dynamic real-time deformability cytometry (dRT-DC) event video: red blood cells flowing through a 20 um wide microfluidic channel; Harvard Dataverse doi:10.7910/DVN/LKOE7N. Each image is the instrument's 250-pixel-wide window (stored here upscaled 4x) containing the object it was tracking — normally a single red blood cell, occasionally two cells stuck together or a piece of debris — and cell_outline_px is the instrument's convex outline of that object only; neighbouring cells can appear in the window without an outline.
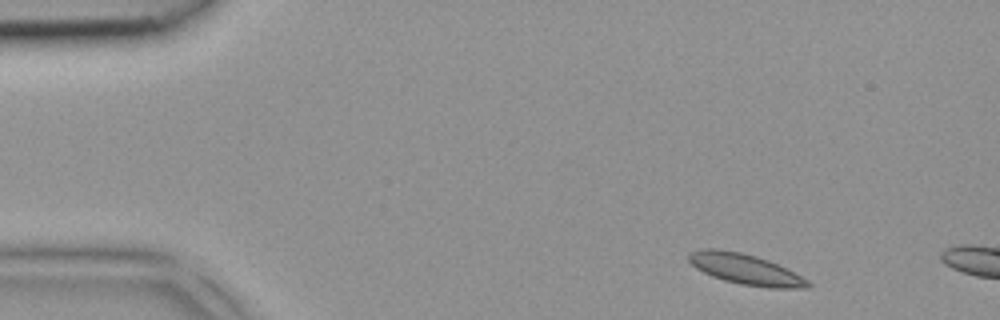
{"species": "common noctule bat (a hibernating species)", "species_latin": "Nyctalus noctula", "temperature_condition": "room temperature", "stored_images_in_passage": 2, "camera_frame_rate_fps": 3000, "um_per_image_px": 0.085, "animal": {"sex": "female", "body_mass_g": 18.4}, "frame": {"image": 1, "passage_image": 1, "time_ms": 0.0, "image_size_px": [1000, 320], "cell_outline_px": [[812, 288], [768, 288], [740, 284], [724, 280], [712, 276], [696, 268], [688, 260], [688, 252], [704, 248], [716, 248], [740, 252], [756, 256], [768, 260], [788, 268], [808, 280], [812, 284]], "centroid_in_image_um": [63.39, 22.88], "position_along_channel_um": 21.6, "area_um2": 21.44}}